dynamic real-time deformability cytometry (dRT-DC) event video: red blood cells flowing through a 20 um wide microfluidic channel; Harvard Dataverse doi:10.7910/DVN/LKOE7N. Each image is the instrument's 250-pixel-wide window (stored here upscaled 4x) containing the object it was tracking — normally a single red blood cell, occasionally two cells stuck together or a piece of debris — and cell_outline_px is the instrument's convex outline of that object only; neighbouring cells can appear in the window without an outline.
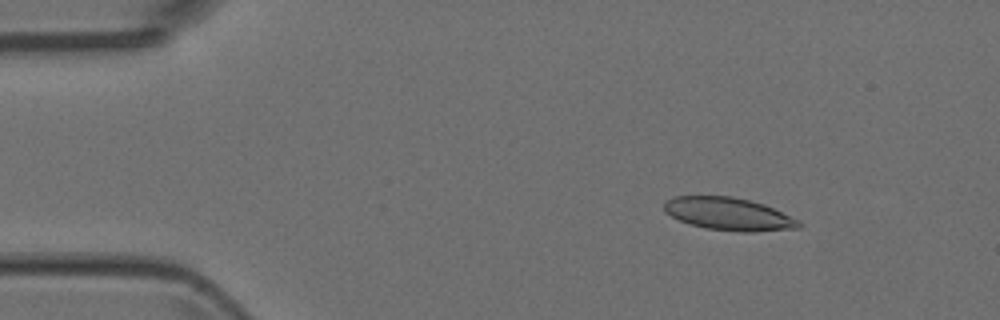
{"species": "Egyptian fruit bat (a non-hibernating species)", "species_latin": "Rousettus aegyptiacus", "temperature_condition": "room temperature", "stored_images_in_passage": 4, "camera_frame_rate_fps": 3000, "um_per_image_px": 0.085, "animal": {"sex": "female"}, "frame": {"image": 1, "passage_image": 2, "time_ms": 0.333, "image_size_px": [1000, 320], "cell_outline_px": [[804, 224], [800, 228], [756, 232], [740, 232], [704, 228], [688, 224], [664, 212], [664, 200], [676, 196], [732, 196], [764, 204], [800, 220]], "centroid_in_image_um": [61.95, 18.2], "position_along_channel_um": 23.0, "area_um2": 25.95}}